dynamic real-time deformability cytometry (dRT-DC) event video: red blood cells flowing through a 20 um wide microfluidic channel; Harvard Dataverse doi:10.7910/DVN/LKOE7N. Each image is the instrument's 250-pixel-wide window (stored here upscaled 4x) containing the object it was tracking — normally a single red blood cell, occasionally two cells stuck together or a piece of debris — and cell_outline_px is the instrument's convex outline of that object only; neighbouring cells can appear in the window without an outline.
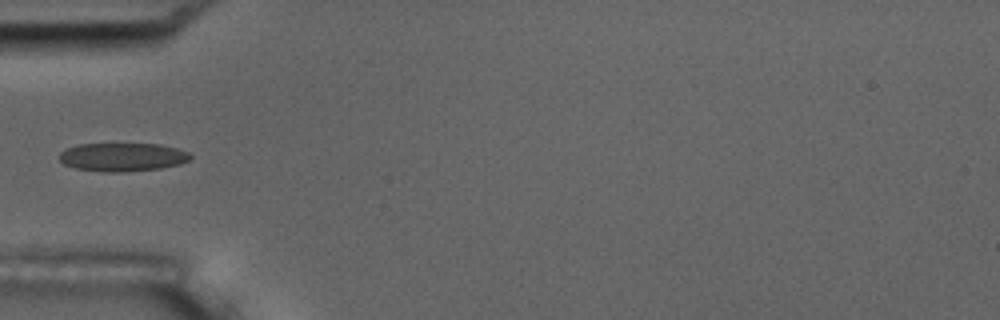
{"species": "common noctule bat (a hibernating species)", "species_latin": "Nyctalus noctula", "temperature_condition": "room temperature", "stored_images_in_passage": 8, "camera_frame_rate_fps": 3000, "um_per_image_px": 0.085, "animal": {"sex": "male", "body_mass_g": 17.5, "forearm_length_mm": 52.3}, "frame": {"image": 1, "passage_image": 5, "time_ms": 5.667, "image_size_px": [1000, 320], "cell_outline_px": [[192, 156], [188, 160], [180, 164], [160, 168], [124, 172], [100, 172], [76, 168], [64, 164], [60, 160], [60, 152], [64, 148], [76, 144], [160, 144], [176, 148], [188, 152]], "centroid_in_image_um": [10.38, 13.35], "position_along_channel_um": 74.6, "area_um2": 21.79}}
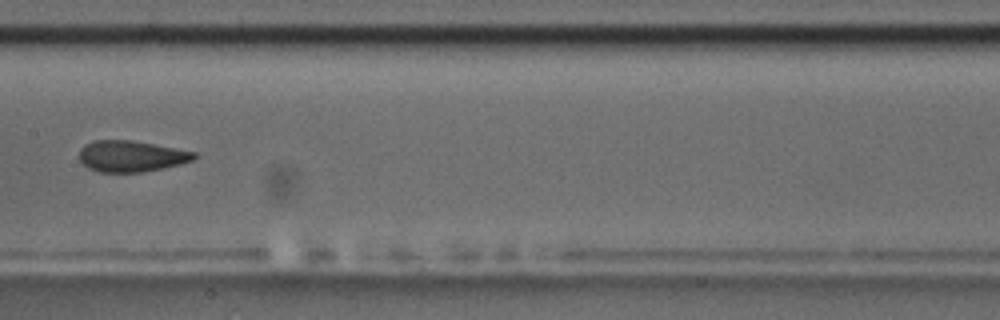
{"frame": {"image": 2, "passage_image": 8, "time_ms": 9.0, "image_size_px": [1000, 320], "cell_outline_px": [[200, 156], [192, 160], [180, 164], [164, 168], [140, 172], [100, 172], [88, 168], [80, 160], [80, 148], [84, 144], [96, 140], [132, 140], [196, 152]], "centroid_in_image_um": [11.17, 13.27], "position_along_channel_um": 196.2, "area_um2": 20.87}}